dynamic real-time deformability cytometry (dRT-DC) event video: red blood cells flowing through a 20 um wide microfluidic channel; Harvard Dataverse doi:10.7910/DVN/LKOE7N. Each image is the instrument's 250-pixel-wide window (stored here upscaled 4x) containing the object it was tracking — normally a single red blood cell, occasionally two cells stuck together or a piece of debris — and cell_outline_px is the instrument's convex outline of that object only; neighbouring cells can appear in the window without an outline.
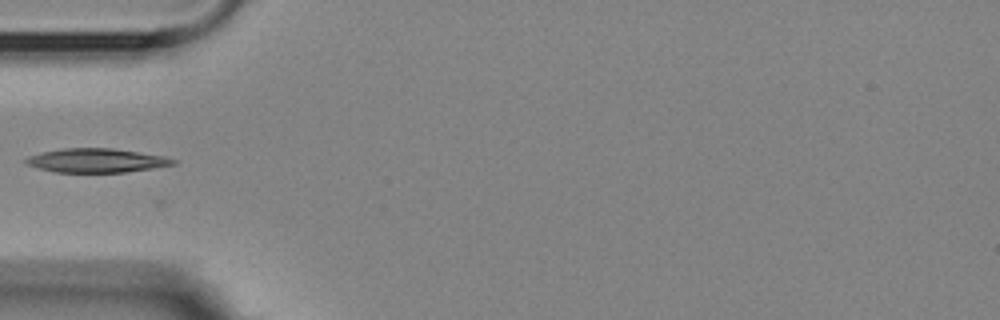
{"species": "Egyptian fruit bat (a non-hibernating species)", "species_latin": "Rousettus aegyptiacus", "temperature_condition": "room temperature", "stored_images_in_passage": 5, "camera_frame_rate_fps": 3000, "um_per_image_px": 0.085, "animal": {"sex": "female"}, "frame": {"image": 1, "passage_image": 4, "time_ms": 3.333, "image_size_px": [1000, 320], "cell_outline_px": [[176, 164], [152, 168], [124, 172], [56, 172], [24, 164], [24, 160], [28, 156], [44, 152], [64, 148], [112, 148], [164, 156], [176, 160]], "centroid_in_image_um": [8.19, 13.64], "position_along_channel_um": 76.8, "area_um2": 20.35}}